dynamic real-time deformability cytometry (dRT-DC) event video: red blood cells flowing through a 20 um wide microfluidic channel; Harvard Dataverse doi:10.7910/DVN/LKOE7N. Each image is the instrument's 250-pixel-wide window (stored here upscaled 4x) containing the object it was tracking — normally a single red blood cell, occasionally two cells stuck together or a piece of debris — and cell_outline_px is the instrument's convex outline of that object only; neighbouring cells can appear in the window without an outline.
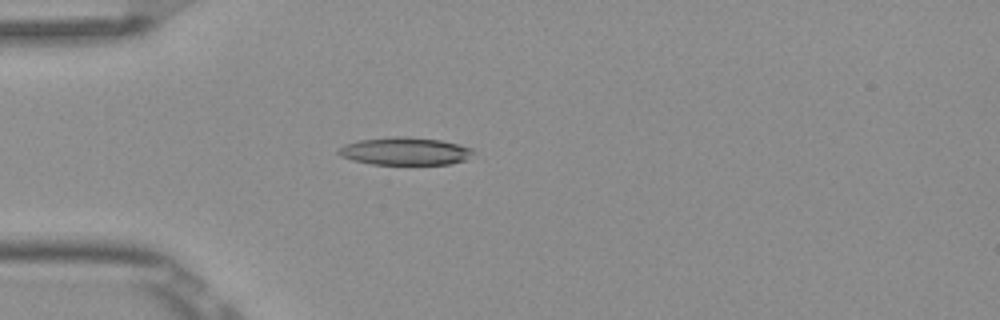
{"species": "Egyptian fruit bat (a non-hibernating species)", "species_latin": "Rousettus aegyptiacus", "temperature_condition": "room temperature", "stored_images_in_passage": 5, "camera_frame_rate_fps": 3000, "um_per_image_px": 0.085, "frame": {"image": 1, "passage_image": 4, "time_ms": 1.0, "image_size_px": [1000, 320], "cell_outline_px": [[472, 152], [464, 160], [452, 164], [372, 164], [352, 160], [340, 156], [336, 152], [336, 148], [344, 144], [360, 140], [396, 136], [404, 136], [440, 140], [460, 144], [472, 148]], "centroid_in_image_um": [34.36, 12.85], "position_along_channel_um": 50.6, "area_um2": 21.73}}